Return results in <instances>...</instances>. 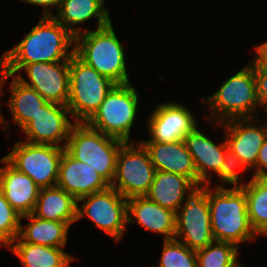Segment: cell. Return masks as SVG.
Wrapping results in <instances>:
<instances>
[{
    "label": "cell",
    "instance_id": "obj_1",
    "mask_svg": "<svg viewBox=\"0 0 267 267\" xmlns=\"http://www.w3.org/2000/svg\"><path fill=\"white\" fill-rule=\"evenodd\" d=\"M75 36L53 16H43L19 44L5 51L10 75L26 64L69 61L74 55Z\"/></svg>",
    "mask_w": 267,
    "mask_h": 267
},
{
    "label": "cell",
    "instance_id": "obj_2",
    "mask_svg": "<svg viewBox=\"0 0 267 267\" xmlns=\"http://www.w3.org/2000/svg\"><path fill=\"white\" fill-rule=\"evenodd\" d=\"M208 203L211 229L215 241L239 245L256 236L247 212V200L241 187L226 188L208 186Z\"/></svg>",
    "mask_w": 267,
    "mask_h": 267
},
{
    "label": "cell",
    "instance_id": "obj_3",
    "mask_svg": "<svg viewBox=\"0 0 267 267\" xmlns=\"http://www.w3.org/2000/svg\"><path fill=\"white\" fill-rule=\"evenodd\" d=\"M124 51L115 34L112 21L104 27L96 30L87 29L75 36L74 54L116 84L130 82Z\"/></svg>",
    "mask_w": 267,
    "mask_h": 267
},
{
    "label": "cell",
    "instance_id": "obj_4",
    "mask_svg": "<svg viewBox=\"0 0 267 267\" xmlns=\"http://www.w3.org/2000/svg\"><path fill=\"white\" fill-rule=\"evenodd\" d=\"M209 105L212 122H224L235 118H255L261 105L257 99L254 77V60L225 80L211 96L202 98Z\"/></svg>",
    "mask_w": 267,
    "mask_h": 267
},
{
    "label": "cell",
    "instance_id": "obj_5",
    "mask_svg": "<svg viewBox=\"0 0 267 267\" xmlns=\"http://www.w3.org/2000/svg\"><path fill=\"white\" fill-rule=\"evenodd\" d=\"M124 143L90 127L86 122H75L65 150L76 160L91 165L111 185L117 156Z\"/></svg>",
    "mask_w": 267,
    "mask_h": 267
},
{
    "label": "cell",
    "instance_id": "obj_6",
    "mask_svg": "<svg viewBox=\"0 0 267 267\" xmlns=\"http://www.w3.org/2000/svg\"><path fill=\"white\" fill-rule=\"evenodd\" d=\"M116 83L86 65L75 54L69 60L67 108L74 122H87Z\"/></svg>",
    "mask_w": 267,
    "mask_h": 267
},
{
    "label": "cell",
    "instance_id": "obj_7",
    "mask_svg": "<svg viewBox=\"0 0 267 267\" xmlns=\"http://www.w3.org/2000/svg\"><path fill=\"white\" fill-rule=\"evenodd\" d=\"M129 83L115 84L86 122L105 135L131 142L130 131L138 111V93Z\"/></svg>",
    "mask_w": 267,
    "mask_h": 267
},
{
    "label": "cell",
    "instance_id": "obj_8",
    "mask_svg": "<svg viewBox=\"0 0 267 267\" xmlns=\"http://www.w3.org/2000/svg\"><path fill=\"white\" fill-rule=\"evenodd\" d=\"M156 169L147 150L137 142H125L119 150L114 179L110 187L126 199L145 196L154 180Z\"/></svg>",
    "mask_w": 267,
    "mask_h": 267
},
{
    "label": "cell",
    "instance_id": "obj_9",
    "mask_svg": "<svg viewBox=\"0 0 267 267\" xmlns=\"http://www.w3.org/2000/svg\"><path fill=\"white\" fill-rule=\"evenodd\" d=\"M65 148L50 144L16 142L4 158L19 172L28 175L40 188L56 186Z\"/></svg>",
    "mask_w": 267,
    "mask_h": 267
},
{
    "label": "cell",
    "instance_id": "obj_10",
    "mask_svg": "<svg viewBox=\"0 0 267 267\" xmlns=\"http://www.w3.org/2000/svg\"><path fill=\"white\" fill-rule=\"evenodd\" d=\"M183 204L176 212L174 239L197 251L215 241L211 229L208 186L197 188Z\"/></svg>",
    "mask_w": 267,
    "mask_h": 267
},
{
    "label": "cell",
    "instance_id": "obj_11",
    "mask_svg": "<svg viewBox=\"0 0 267 267\" xmlns=\"http://www.w3.org/2000/svg\"><path fill=\"white\" fill-rule=\"evenodd\" d=\"M84 201L83 205H77V221L87 216L95 225L116 242L124 234L128 225L127 199L116 189H108L92 193L77 200Z\"/></svg>",
    "mask_w": 267,
    "mask_h": 267
},
{
    "label": "cell",
    "instance_id": "obj_12",
    "mask_svg": "<svg viewBox=\"0 0 267 267\" xmlns=\"http://www.w3.org/2000/svg\"><path fill=\"white\" fill-rule=\"evenodd\" d=\"M29 81L14 76L23 84L36 90L47 102L67 106L69 99V61L37 62L24 65Z\"/></svg>",
    "mask_w": 267,
    "mask_h": 267
},
{
    "label": "cell",
    "instance_id": "obj_13",
    "mask_svg": "<svg viewBox=\"0 0 267 267\" xmlns=\"http://www.w3.org/2000/svg\"><path fill=\"white\" fill-rule=\"evenodd\" d=\"M68 114L71 116L67 106L47 102L21 129L27 138L26 142L65 148L75 124L69 120Z\"/></svg>",
    "mask_w": 267,
    "mask_h": 267
},
{
    "label": "cell",
    "instance_id": "obj_14",
    "mask_svg": "<svg viewBox=\"0 0 267 267\" xmlns=\"http://www.w3.org/2000/svg\"><path fill=\"white\" fill-rule=\"evenodd\" d=\"M255 119V120H254ZM255 118H235L224 122H211L219 127H225V139L228 150L234 153L249 170L256 166L259 150L267 138V122ZM262 123V124H261Z\"/></svg>",
    "mask_w": 267,
    "mask_h": 267
},
{
    "label": "cell",
    "instance_id": "obj_15",
    "mask_svg": "<svg viewBox=\"0 0 267 267\" xmlns=\"http://www.w3.org/2000/svg\"><path fill=\"white\" fill-rule=\"evenodd\" d=\"M196 117L180 103L167 102L158 104L148 118V140L139 142L170 143L183 140L196 126Z\"/></svg>",
    "mask_w": 267,
    "mask_h": 267
},
{
    "label": "cell",
    "instance_id": "obj_16",
    "mask_svg": "<svg viewBox=\"0 0 267 267\" xmlns=\"http://www.w3.org/2000/svg\"><path fill=\"white\" fill-rule=\"evenodd\" d=\"M56 186L78 200L92 193L104 191L110 184L91 165L76 160L64 150Z\"/></svg>",
    "mask_w": 267,
    "mask_h": 267
},
{
    "label": "cell",
    "instance_id": "obj_17",
    "mask_svg": "<svg viewBox=\"0 0 267 267\" xmlns=\"http://www.w3.org/2000/svg\"><path fill=\"white\" fill-rule=\"evenodd\" d=\"M183 141L194 161L197 171V187L210 186L211 182L208 174L216 173L224 162L228 150L226 139L216 145L208 136L201 133L196 126L185 135Z\"/></svg>",
    "mask_w": 267,
    "mask_h": 267
},
{
    "label": "cell",
    "instance_id": "obj_18",
    "mask_svg": "<svg viewBox=\"0 0 267 267\" xmlns=\"http://www.w3.org/2000/svg\"><path fill=\"white\" fill-rule=\"evenodd\" d=\"M0 191L5 199L21 215L33 213L40 187L28 175L19 172L4 157L0 159Z\"/></svg>",
    "mask_w": 267,
    "mask_h": 267
},
{
    "label": "cell",
    "instance_id": "obj_19",
    "mask_svg": "<svg viewBox=\"0 0 267 267\" xmlns=\"http://www.w3.org/2000/svg\"><path fill=\"white\" fill-rule=\"evenodd\" d=\"M147 150L156 171L183 175L197 186V171L183 140L170 143L140 142Z\"/></svg>",
    "mask_w": 267,
    "mask_h": 267
},
{
    "label": "cell",
    "instance_id": "obj_20",
    "mask_svg": "<svg viewBox=\"0 0 267 267\" xmlns=\"http://www.w3.org/2000/svg\"><path fill=\"white\" fill-rule=\"evenodd\" d=\"M128 224L137 221L149 231L163 234L164 240L175 237L176 213L149 200L146 196H136L127 199ZM135 219H132V217Z\"/></svg>",
    "mask_w": 267,
    "mask_h": 267
},
{
    "label": "cell",
    "instance_id": "obj_21",
    "mask_svg": "<svg viewBox=\"0 0 267 267\" xmlns=\"http://www.w3.org/2000/svg\"><path fill=\"white\" fill-rule=\"evenodd\" d=\"M197 188L198 187L189 178L183 175L156 171L154 180L145 196L149 200L176 213L182 203H184Z\"/></svg>",
    "mask_w": 267,
    "mask_h": 267
},
{
    "label": "cell",
    "instance_id": "obj_22",
    "mask_svg": "<svg viewBox=\"0 0 267 267\" xmlns=\"http://www.w3.org/2000/svg\"><path fill=\"white\" fill-rule=\"evenodd\" d=\"M106 0H61L57 14L53 17L63 25L71 34L77 36L85 32L81 26L72 28L76 24L97 18L98 27L101 28L111 22Z\"/></svg>",
    "mask_w": 267,
    "mask_h": 267
},
{
    "label": "cell",
    "instance_id": "obj_23",
    "mask_svg": "<svg viewBox=\"0 0 267 267\" xmlns=\"http://www.w3.org/2000/svg\"><path fill=\"white\" fill-rule=\"evenodd\" d=\"M77 205V200L58 186L41 188L32 214L71 225L77 221Z\"/></svg>",
    "mask_w": 267,
    "mask_h": 267
},
{
    "label": "cell",
    "instance_id": "obj_24",
    "mask_svg": "<svg viewBox=\"0 0 267 267\" xmlns=\"http://www.w3.org/2000/svg\"><path fill=\"white\" fill-rule=\"evenodd\" d=\"M23 267H70L74 257L62 248L24 242L19 236L8 246Z\"/></svg>",
    "mask_w": 267,
    "mask_h": 267
},
{
    "label": "cell",
    "instance_id": "obj_25",
    "mask_svg": "<svg viewBox=\"0 0 267 267\" xmlns=\"http://www.w3.org/2000/svg\"><path fill=\"white\" fill-rule=\"evenodd\" d=\"M28 219L26 227L21 224L19 237L27 243L64 248L67 244L70 225L66 222L38 218L32 213L22 216Z\"/></svg>",
    "mask_w": 267,
    "mask_h": 267
},
{
    "label": "cell",
    "instance_id": "obj_26",
    "mask_svg": "<svg viewBox=\"0 0 267 267\" xmlns=\"http://www.w3.org/2000/svg\"><path fill=\"white\" fill-rule=\"evenodd\" d=\"M11 76V95L7 105L11 110L12 120L22 129L47 101L36 90L20 82L14 75Z\"/></svg>",
    "mask_w": 267,
    "mask_h": 267
},
{
    "label": "cell",
    "instance_id": "obj_27",
    "mask_svg": "<svg viewBox=\"0 0 267 267\" xmlns=\"http://www.w3.org/2000/svg\"><path fill=\"white\" fill-rule=\"evenodd\" d=\"M241 188L247 200L248 219L257 235H267V183L252 177Z\"/></svg>",
    "mask_w": 267,
    "mask_h": 267
},
{
    "label": "cell",
    "instance_id": "obj_28",
    "mask_svg": "<svg viewBox=\"0 0 267 267\" xmlns=\"http://www.w3.org/2000/svg\"><path fill=\"white\" fill-rule=\"evenodd\" d=\"M238 246L230 242L213 241L197 250V267H245L237 259Z\"/></svg>",
    "mask_w": 267,
    "mask_h": 267
},
{
    "label": "cell",
    "instance_id": "obj_29",
    "mask_svg": "<svg viewBox=\"0 0 267 267\" xmlns=\"http://www.w3.org/2000/svg\"><path fill=\"white\" fill-rule=\"evenodd\" d=\"M163 245L159 267H197L195 250L176 239L164 240Z\"/></svg>",
    "mask_w": 267,
    "mask_h": 267
},
{
    "label": "cell",
    "instance_id": "obj_30",
    "mask_svg": "<svg viewBox=\"0 0 267 267\" xmlns=\"http://www.w3.org/2000/svg\"><path fill=\"white\" fill-rule=\"evenodd\" d=\"M22 216L0 191V246L8 247L19 236Z\"/></svg>",
    "mask_w": 267,
    "mask_h": 267
},
{
    "label": "cell",
    "instance_id": "obj_31",
    "mask_svg": "<svg viewBox=\"0 0 267 267\" xmlns=\"http://www.w3.org/2000/svg\"><path fill=\"white\" fill-rule=\"evenodd\" d=\"M240 172L248 171L246 166L241 162V160L230 150H227L224 162L221 164L219 170L216 172L220 178V185H215V187H223L224 183L228 185H233V187H241L240 184Z\"/></svg>",
    "mask_w": 267,
    "mask_h": 267
},
{
    "label": "cell",
    "instance_id": "obj_32",
    "mask_svg": "<svg viewBox=\"0 0 267 267\" xmlns=\"http://www.w3.org/2000/svg\"><path fill=\"white\" fill-rule=\"evenodd\" d=\"M254 77L256 82L257 99L261 108L267 112V71L254 61Z\"/></svg>",
    "mask_w": 267,
    "mask_h": 267
},
{
    "label": "cell",
    "instance_id": "obj_33",
    "mask_svg": "<svg viewBox=\"0 0 267 267\" xmlns=\"http://www.w3.org/2000/svg\"><path fill=\"white\" fill-rule=\"evenodd\" d=\"M253 177L262 178L267 174V138L260 147Z\"/></svg>",
    "mask_w": 267,
    "mask_h": 267
},
{
    "label": "cell",
    "instance_id": "obj_34",
    "mask_svg": "<svg viewBox=\"0 0 267 267\" xmlns=\"http://www.w3.org/2000/svg\"><path fill=\"white\" fill-rule=\"evenodd\" d=\"M9 77H11V75L9 72L7 56H6V53L4 52V56H2L0 58V95L2 93V88L4 86V83H5L6 79H8ZM0 124H1V126H3V128L7 129V126H8L7 120L5 121V119L1 113V109H0Z\"/></svg>",
    "mask_w": 267,
    "mask_h": 267
},
{
    "label": "cell",
    "instance_id": "obj_35",
    "mask_svg": "<svg viewBox=\"0 0 267 267\" xmlns=\"http://www.w3.org/2000/svg\"><path fill=\"white\" fill-rule=\"evenodd\" d=\"M22 2L31 4V5L42 6L46 8L43 11L44 12L43 16H53L54 13L50 12L51 10L49 8L57 7L55 9L59 10L60 4H61V0H22Z\"/></svg>",
    "mask_w": 267,
    "mask_h": 267
},
{
    "label": "cell",
    "instance_id": "obj_36",
    "mask_svg": "<svg viewBox=\"0 0 267 267\" xmlns=\"http://www.w3.org/2000/svg\"><path fill=\"white\" fill-rule=\"evenodd\" d=\"M256 53L254 61L263 69L267 71V42L256 46Z\"/></svg>",
    "mask_w": 267,
    "mask_h": 267
},
{
    "label": "cell",
    "instance_id": "obj_37",
    "mask_svg": "<svg viewBox=\"0 0 267 267\" xmlns=\"http://www.w3.org/2000/svg\"><path fill=\"white\" fill-rule=\"evenodd\" d=\"M261 179L267 183V174L264 175Z\"/></svg>",
    "mask_w": 267,
    "mask_h": 267
}]
</instances>
